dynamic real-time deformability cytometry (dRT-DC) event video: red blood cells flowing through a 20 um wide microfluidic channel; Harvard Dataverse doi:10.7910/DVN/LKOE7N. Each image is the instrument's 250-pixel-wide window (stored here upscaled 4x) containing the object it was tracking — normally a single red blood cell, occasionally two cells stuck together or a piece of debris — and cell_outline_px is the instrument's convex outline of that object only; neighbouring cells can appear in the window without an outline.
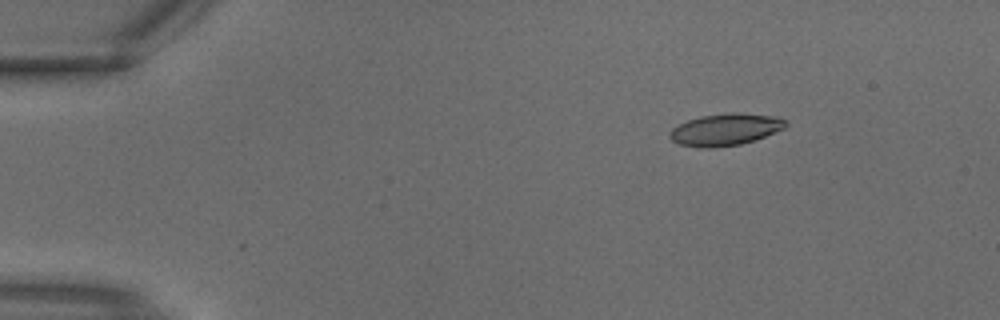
{"species": "common noctule bat (a hibernating species)", "species_latin": "Nyctalus noctula", "temperature_condition": "warm", "stored_images_in_passage": 3, "camera_frame_rate_fps": 3000, "um_per_image_px": 0.085, "animal": {"sex": "male", "body_mass_g": 18.8}, "frame": {"image": 1, "passage_image": 2, "time_ms": 0.333, "image_size_px": [1000, 320], "cell_outline_px": [[788, 124], [784, 128], [764, 136], [740, 144], [712, 148], [700, 148], [680, 144], [672, 140], [668, 136], [668, 132], [672, 128], [688, 120], [700, 116], [732, 112], [736, 112], [772, 116], [788, 120]], "centroid_in_image_um": [61.62, 11.01], "position_along_channel_um": 23.4, "area_um2": 21.44}}